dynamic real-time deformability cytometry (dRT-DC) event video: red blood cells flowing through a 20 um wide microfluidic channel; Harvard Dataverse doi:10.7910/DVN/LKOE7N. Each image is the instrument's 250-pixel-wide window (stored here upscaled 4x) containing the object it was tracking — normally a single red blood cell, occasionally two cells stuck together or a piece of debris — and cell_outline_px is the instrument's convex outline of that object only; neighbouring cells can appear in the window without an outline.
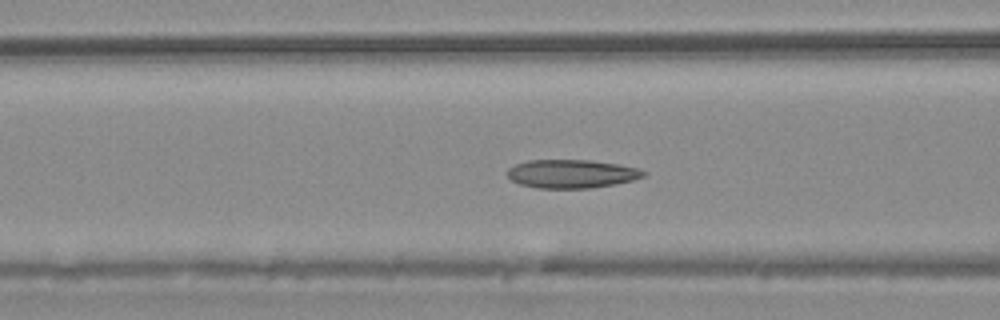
{"species": "common noctule bat (a hibernating species)", "species_latin": "Nyctalus noctula", "temperature_condition": "warm", "stored_images_in_passage": 53, "camera_frame_rate_fps": 3000, "um_per_image_px": 0.085, "animal": {"sex": "male", "body_mass_g": 20.4}, "frame": {"image": 1, "passage_image": 19, "time_ms": 6.0, "image_size_px": [1000, 320], "cell_outline_px": [[648, 172], [644, 176], [632, 180], [616, 184], [592, 188], [536, 188], [520, 184], [512, 180], [508, 176], [508, 168], [516, 164], [528, 160], [592, 160], [620, 164], [636, 168]], "centroid_in_image_um": [48.6, 14.77], "position_along_channel_um": 118.0, "area_um2": 22.66}}
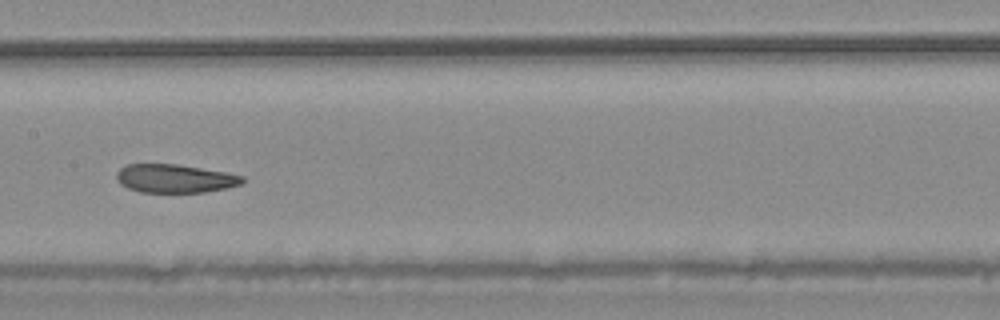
{"frame": {"image": 2, "passage_image": 25, "time_ms": 8.0, "image_size_px": [1000, 320], "cell_outline_px": [[244, 184], [228, 188], [204, 192], [140, 192], [128, 188], [120, 184], [116, 180], [116, 172], [120, 168], [128, 164], [176, 164], [224, 172], [244, 176]], "centroid_in_image_um": [14.86, 15.18], "position_along_channel_um": 192.5, "area_um2": 20.92}}
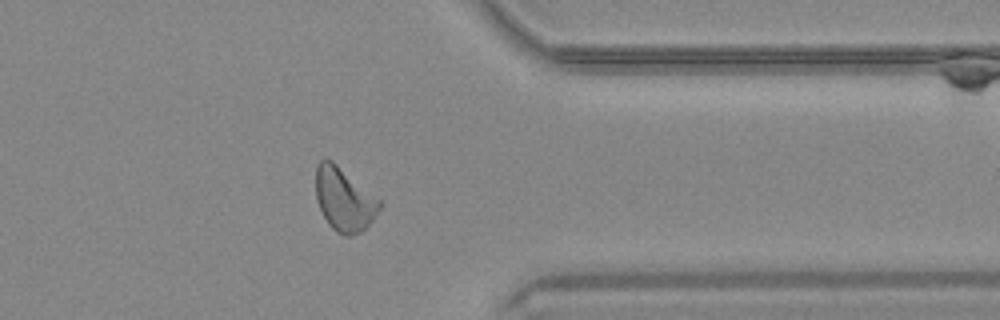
{"frame": {"image": 3, "passage_image": 41, "time_ms": 13.333, "image_size_px": [1000, 320], "cell_outline_px": [[384, 204], [372, 220], [360, 232], [352, 236], [344, 236], [336, 232], [328, 224], [316, 200], [316, 164], [320, 160], [332, 160], [380, 200]], "centroid_in_image_um": [29.24, 16.96], "position_along_channel_um": 382.2, "area_um2": 23.41}, "authors_computed_cell_mechanics": {"area_um2": 23.0622, "velocity_mm_per_s": 3.7322, "shape_relaxation_time_tau1_ms": 7.4557, "shape_relaxation_time_tau2_ms": 3.1916, "deformation_change_tau1": 0.1535, "deformation_change_tau2": 0.0821}}